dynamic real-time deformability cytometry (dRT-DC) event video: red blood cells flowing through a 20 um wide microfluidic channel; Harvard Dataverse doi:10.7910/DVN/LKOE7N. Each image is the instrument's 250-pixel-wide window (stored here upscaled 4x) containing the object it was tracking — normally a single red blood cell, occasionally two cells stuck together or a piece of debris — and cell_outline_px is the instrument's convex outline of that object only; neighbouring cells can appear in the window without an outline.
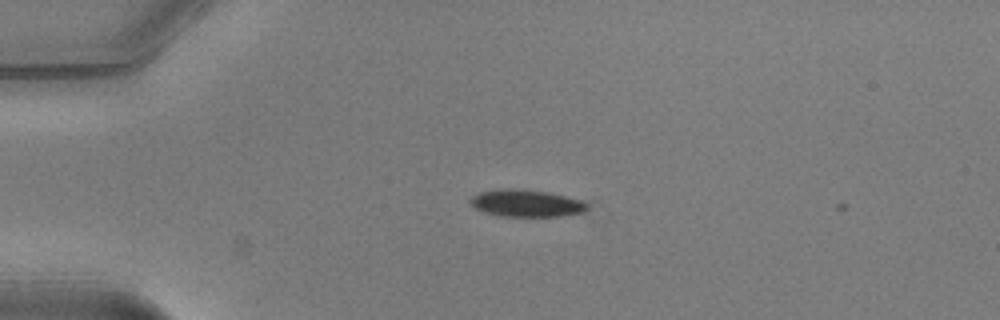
{"species": "common noctule bat (a hibernating species)", "species_latin": "Nyctalus noctula", "temperature_condition": "warm", "stored_images_in_passage": 3, "camera_frame_rate_fps": 3000, "um_per_image_px": 0.085, "animal": {"sex": "male", "body_mass_g": 20.5, "forearm_length_mm": 52.5}, "frame": {"image": 1, "passage_image": 1, "time_ms": 0.0, "image_size_px": [1000, 320], "cell_outline_px": [[588, 208], [580, 212], [560, 216], [496, 216], [484, 212], [468, 204], [468, 200], [472, 196], [480, 192], [508, 188], [516, 188], [548, 192], [580, 200], [588, 204]], "centroid_in_image_um": [44.66, 17.27], "position_along_channel_um": 40.3, "area_um2": 18.38}}